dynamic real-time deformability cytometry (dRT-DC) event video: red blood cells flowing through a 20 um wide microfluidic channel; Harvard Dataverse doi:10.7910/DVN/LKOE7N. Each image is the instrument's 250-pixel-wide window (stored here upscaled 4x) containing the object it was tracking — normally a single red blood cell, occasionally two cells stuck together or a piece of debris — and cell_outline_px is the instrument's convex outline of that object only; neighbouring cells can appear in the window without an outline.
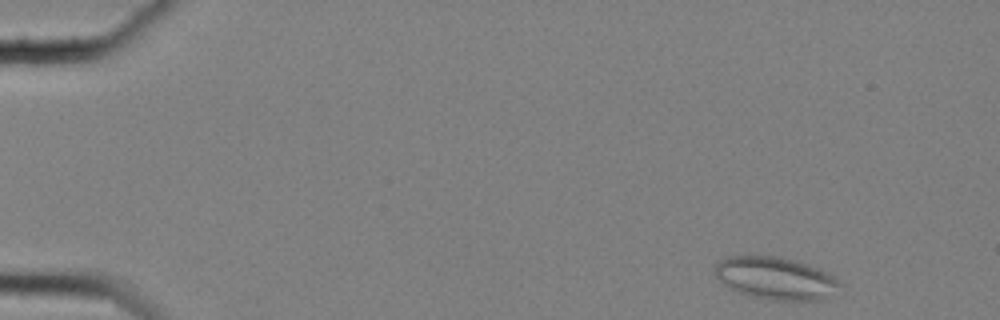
{"species": "common noctule bat (a hibernating species)", "species_latin": "Nyctalus noctula", "temperature_condition": "cold", "stored_images_in_passage": 54, "camera_frame_rate_fps": 3000, "um_per_image_px": 0.085, "animal": {"sex": "female", "body_mass_g": 25.1}, "frame": {"image": 1, "passage_image": 2, "time_ms": 0.333, "image_size_px": [1000, 320], "cell_outline_px": [[840, 284], [836, 296], [824, 300], [772, 300], [748, 296], [728, 288], [712, 272], [712, 268], [720, 260], [728, 256], [780, 256], [796, 260], [820, 268], [836, 276]], "centroid_in_image_um": [65.96, 23.66], "position_along_channel_um": 19.0, "area_um2": 31.67}}
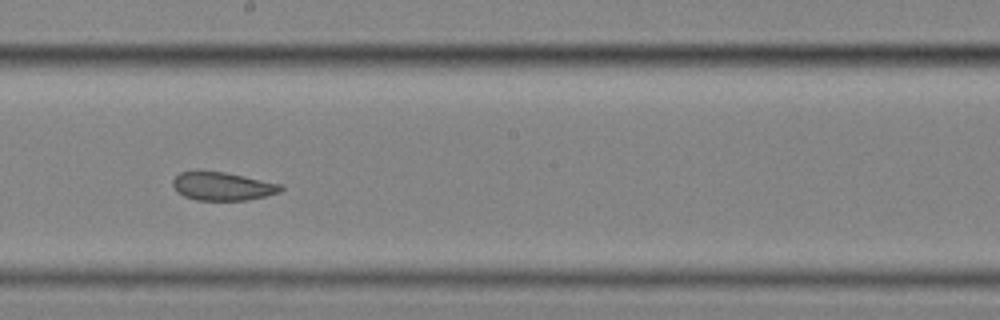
{"frame": {"image": 2, "passage_image": 30, "time_ms": 9.667, "image_size_px": [1000, 320], "cell_outline_px": [[284, 188], [280, 192], [248, 200], [196, 200], [184, 196], [176, 192], [172, 184], [172, 180], [180, 172], [196, 168], [224, 172], [284, 184]], "centroid_in_image_um": [18.87, 15.8], "position_along_channel_um": 229.3, "area_um2": 18.38}}
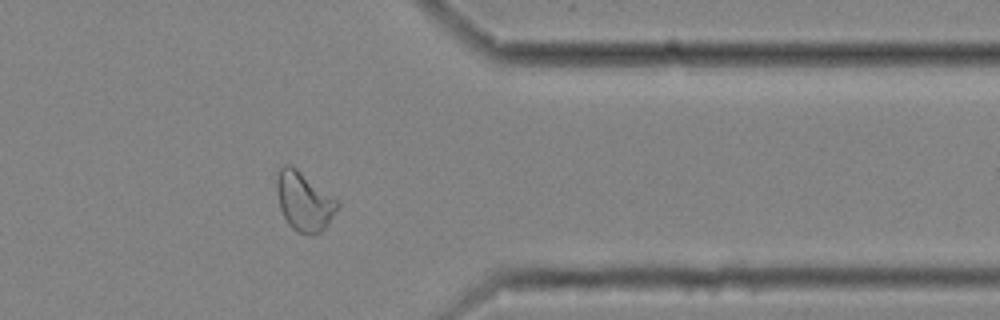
{"frame": {"image": 3, "passage_image": 44, "time_ms": 14.333, "image_size_px": [1000, 320], "cell_outline_px": [[340, 204], [324, 228], [320, 232], [308, 236], [292, 228], [288, 224], [280, 208], [276, 188], [276, 172], [284, 164], [292, 164], [336, 200]], "centroid_in_image_um": [25.79, 17.09], "position_along_channel_um": 385.6, "area_um2": 20.58}, "authors_computed_cell_mechanics": {"area_um2": 21.0103, "velocity_mm_per_s": 3.5, "shape_relaxation_time_tau1_ms": null, "shape_relaxation_time_tau2_ms": 1.8519, "deformation_change_tau1": null, "deformation_change_tau2": 0.0858}}